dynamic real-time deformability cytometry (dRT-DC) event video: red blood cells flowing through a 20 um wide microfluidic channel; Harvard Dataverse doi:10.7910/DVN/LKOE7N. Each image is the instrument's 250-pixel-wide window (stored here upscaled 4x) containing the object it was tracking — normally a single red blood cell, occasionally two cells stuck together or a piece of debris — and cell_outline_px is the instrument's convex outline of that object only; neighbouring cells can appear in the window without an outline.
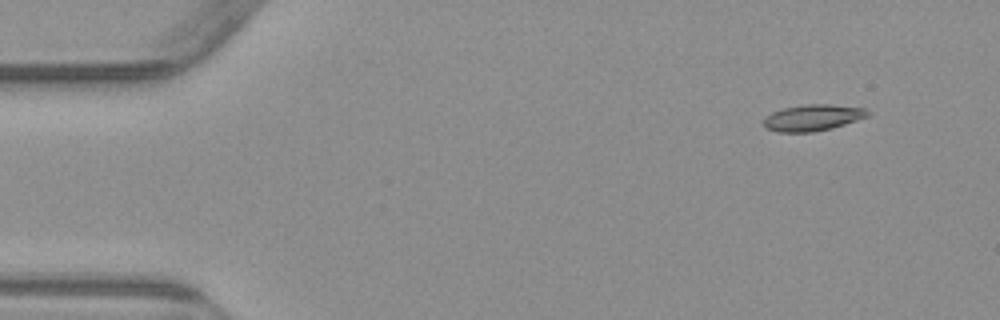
{"species": "common noctule bat (a hibernating species)", "species_latin": "Nyctalus noctula", "temperature_condition": "warm", "stored_images_in_passage": 4, "camera_frame_rate_fps": 3000, "um_per_image_px": 0.085, "animal": {"sex": "male", "body_mass_g": 23.1, "forearm_length_mm": 52.7}, "frame": {"image": 1, "passage_image": 1, "time_ms": 0.0, "image_size_px": [1000, 320], "cell_outline_px": [[868, 116], [832, 128], [812, 132], [776, 132], [764, 128], [764, 116], [772, 112], [784, 108], [804, 104], [828, 104], [864, 108], [868, 112]], "centroid_in_image_um": [69.02, 10.0], "position_along_channel_um": 16.0, "area_um2": 15.9}}
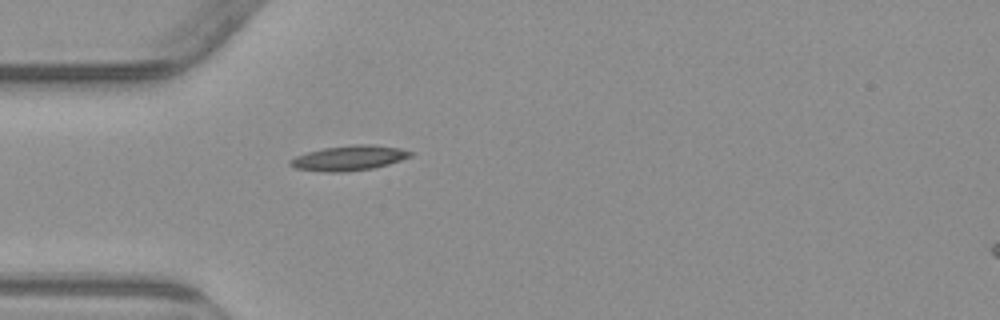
{"frame": {"image": 2, "passage_image": 4, "time_ms": 3.667, "image_size_px": [1000, 320], "cell_outline_px": [[416, 152], [412, 156], [388, 164], [372, 168], [344, 172], [324, 172], [296, 168], [288, 164], [288, 160], [296, 156], [308, 152], [324, 148], [352, 144], [372, 144], [400, 148]], "centroid_in_image_um": [29.68, 13.42], "position_along_channel_um": 55.3, "area_um2": 17.57}}